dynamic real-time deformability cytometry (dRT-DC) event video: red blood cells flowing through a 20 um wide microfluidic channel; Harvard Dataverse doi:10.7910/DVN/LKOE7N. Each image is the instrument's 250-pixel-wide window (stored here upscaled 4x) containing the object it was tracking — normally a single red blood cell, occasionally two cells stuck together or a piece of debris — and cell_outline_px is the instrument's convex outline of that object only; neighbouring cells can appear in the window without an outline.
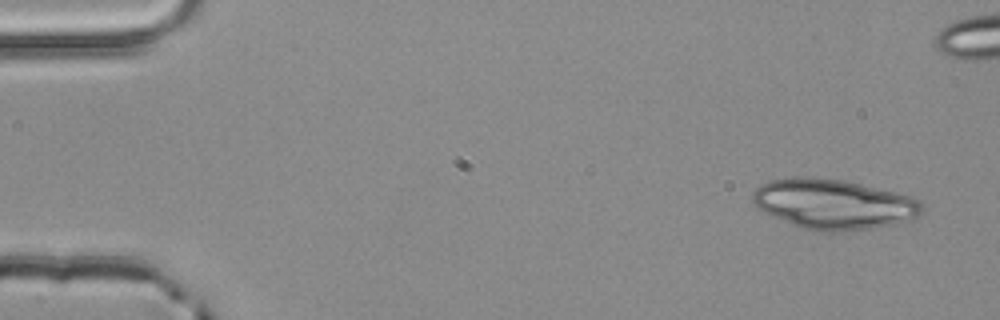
{"species": "common noctule bat (a hibernating species)", "species_latin": "Nyctalus noctula", "temperature_condition": "room temperature", "stored_images_in_passage": 4, "camera_frame_rate_fps": 3000, "um_per_image_px": 0.085, "animal": {"sex": "male", "body_mass_g": 20.4}, "frame": {"image": 1, "passage_image": 1, "time_ms": 0.0, "image_size_px": [1000, 320], "cell_outline_px": [[924, 208], [912, 220], [876, 228], [848, 232], [820, 232], [804, 228], [792, 224], [764, 212], [752, 204], [752, 192], [760, 184], [768, 180], [792, 176], [812, 176], [844, 180], [896, 192], [912, 196], [920, 200]], "centroid_in_image_um": [70.84, 17.34], "position_along_channel_um": 14.2, "area_um2": 50.11}}